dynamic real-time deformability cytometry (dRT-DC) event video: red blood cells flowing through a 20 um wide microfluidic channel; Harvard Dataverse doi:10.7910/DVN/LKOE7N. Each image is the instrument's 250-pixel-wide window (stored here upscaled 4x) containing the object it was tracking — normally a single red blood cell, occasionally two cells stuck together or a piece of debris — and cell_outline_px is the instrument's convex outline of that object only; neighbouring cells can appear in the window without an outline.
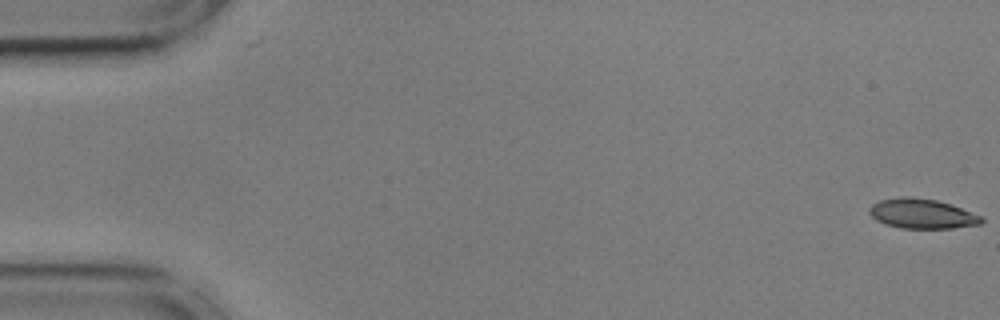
{"species": "common noctule bat (a hibernating species)", "species_latin": "Nyctalus noctula", "temperature_condition": "cold", "stored_images_in_passage": 56, "camera_frame_rate_fps": 3000, "um_per_image_px": 0.085, "animal": {"sex": "male", "body_mass_g": 17.9, "forearm_length_mm": 54.2}, "frame": {"image": 1, "passage_image": 1, "time_ms": 0.0, "image_size_px": [1000, 320], "cell_outline_px": [[984, 220], [980, 224], [952, 228], [900, 228], [884, 224], [876, 220], [868, 212], [868, 208], [872, 204], [880, 200], [904, 196], [912, 196], [936, 200], [960, 208], [980, 216]], "centroid_in_image_um": [78.31, 18.16], "position_along_channel_um": 6.7, "area_um2": 19.31}}
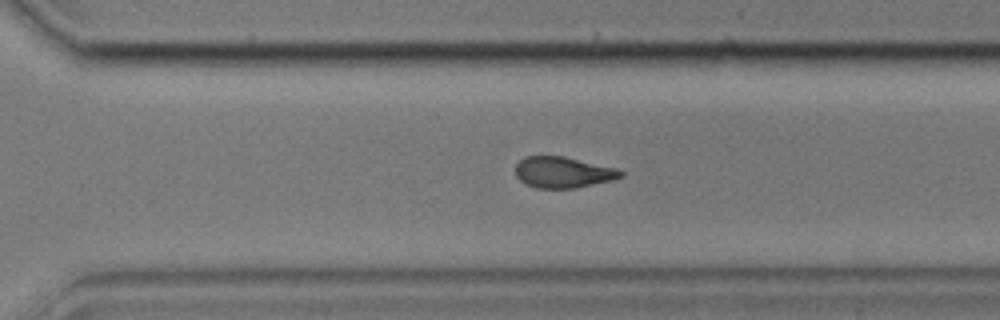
{"frame": {"image": 2, "passage_image": 39, "time_ms": 12.667, "image_size_px": [1000, 320], "cell_outline_px": [[624, 176], [612, 180], [576, 188], [536, 188], [524, 184], [516, 176], [516, 164], [524, 156], [564, 156], [616, 168], [624, 172]], "centroid_in_image_um": [47.85, 14.65], "position_along_channel_um": 322.8, "area_um2": 19.13}}
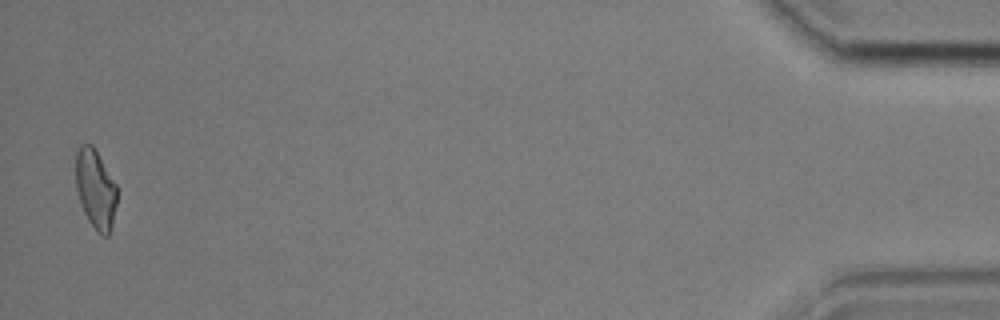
{"frame": {"image": 3, "passage_image": 55, "time_ms": 18.0, "image_size_px": [1000, 320], "cell_outline_px": [[116, 204], [112, 228], [108, 236], [100, 236], [96, 232], [88, 220], [84, 212], [76, 188], [76, 152], [80, 144], [92, 144], [116, 184]], "centroid_in_image_um": [8.12, 16.1], "position_along_channel_um": 427.1, "area_um2": 19.02}, "authors_computed_cell_mechanics": {"area_um2": 19.8832, "velocity_mm_per_s": 3.6006, "shape_relaxation_time_tau1_ms": 3.0297, "shape_relaxation_time_tau2_ms": 4.5289, "deformation_change_tau1": 0.1333, "deformation_change_tau2": 0.1254}}